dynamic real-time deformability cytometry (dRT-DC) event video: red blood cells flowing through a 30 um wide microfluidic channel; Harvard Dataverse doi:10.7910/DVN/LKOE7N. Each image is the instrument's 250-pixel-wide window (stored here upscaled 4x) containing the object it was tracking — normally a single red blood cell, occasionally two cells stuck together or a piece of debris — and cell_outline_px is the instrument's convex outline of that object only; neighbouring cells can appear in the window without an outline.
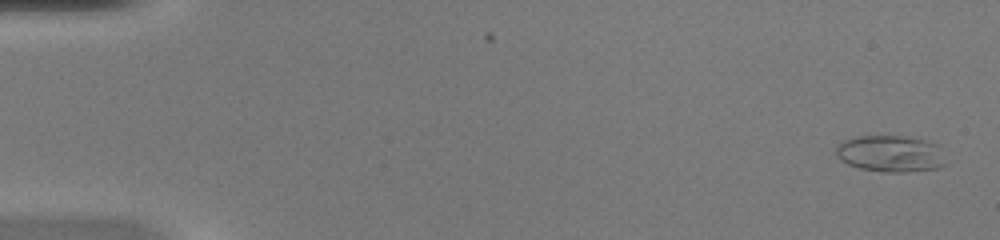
{"species": "common noctule bat (a hibernating species)", "species_latin": "Nyctalus noctula", "temperature_condition": "warm", "stored_images_in_passage": 49, "camera_frame_rate_fps": 3000, "um_per_image_px": 0.085, "animal": {"sex": "female", "body_mass_g": 20.0, "forearm_length_mm": 54.0}, "frame": {"image": 1, "passage_image": 1, "time_ms": 0.0, "image_size_px": [1000, 240], "cell_outline_px": [[948, 164], [940, 168], [904, 172], [884, 172], [860, 168], [848, 164], [840, 160], [836, 156], [836, 148], [844, 140], [856, 136], [908, 136], [924, 140], [936, 144]], "centroid_in_image_um": [75.7, 13.07], "position_along_channel_um": 9.3, "area_um2": 23.47}}
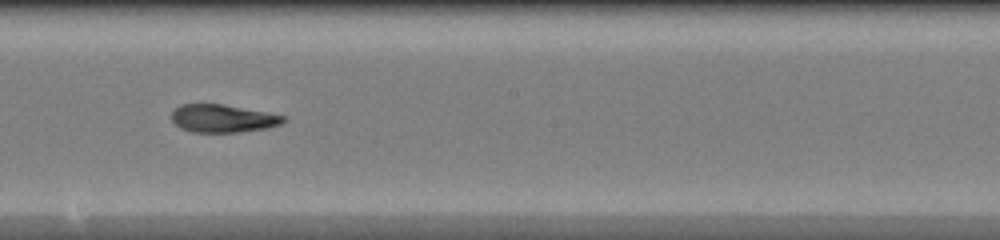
{"frame": {"image": 2, "passage_image": 28, "time_ms": 9.0, "image_size_px": [1000, 240], "cell_outline_px": [[288, 120], [280, 124], [268, 128], [240, 132], [192, 132], [180, 128], [172, 120], [172, 112], [180, 104], [224, 104], [268, 112], [284, 116]], "centroid_in_image_um": [18.96, 10.07], "position_along_channel_um": 229.2, "area_um2": 18.26}}
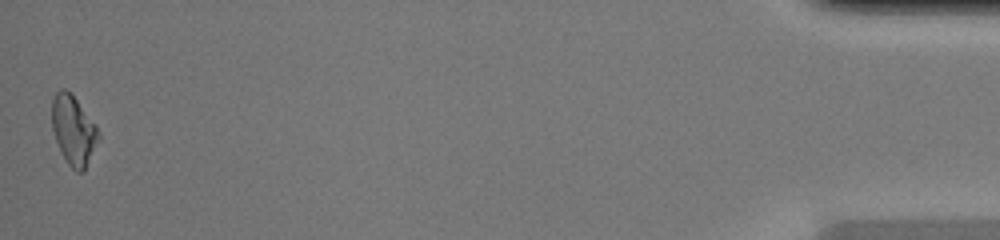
{"frame": {"image": 3, "passage_image": 49, "time_ms": 16.0, "image_size_px": [1000, 240], "cell_outline_px": [[100, 140], [84, 172], [76, 172], [68, 164], [56, 140], [52, 128], [52, 96], [60, 88], [64, 88], [72, 92], [96, 124], [100, 136]], "centroid_in_image_um": [6.27, 11.04], "position_along_channel_um": 428.9, "area_um2": 19.19}, "authors_computed_cell_mechanics": {"area_um2": 19.363, "velocity_mm_per_s": 4.1542, "shape_relaxation_time_tau1_ms": null, "shape_relaxation_time_tau2_ms": 2.5863, "deformation_change_tau1": null, "deformation_change_tau2": 0.0945}}